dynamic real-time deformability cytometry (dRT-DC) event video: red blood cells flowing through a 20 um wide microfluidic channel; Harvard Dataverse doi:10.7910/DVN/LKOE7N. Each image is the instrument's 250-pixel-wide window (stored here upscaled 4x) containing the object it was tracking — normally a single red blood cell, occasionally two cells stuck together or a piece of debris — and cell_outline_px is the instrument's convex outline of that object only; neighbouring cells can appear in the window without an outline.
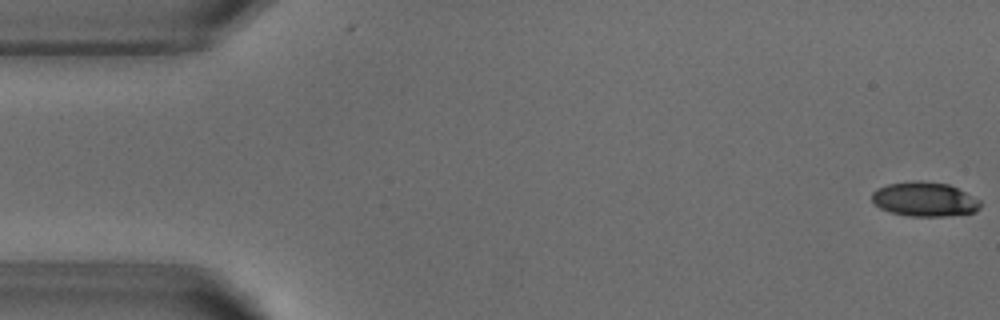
{"species": "common noctule bat (a hibernating species)", "species_latin": "Nyctalus noctula", "temperature_condition": "warm", "stored_images_in_passage": 52, "camera_frame_rate_fps": 3000, "um_per_image_px": 0.085, "animal": {"sex": "male", "body_mass_g": 18.8}, "frame": {"image": 1, "passage_image": 1, "time_ms": 0.0, "image_size_px": [1000, 320], "cell_outline_px": [[980, 208], [976, 212], [944, 216], [912, 216], [892, 212], [880, 208], [872, 204], [872, 192], [876, 188], [888, 184], [916, 180], [948, 184], [980, 200]], "centroid_in_image_um": [78.55, 16.93], "position_along_channel_um": 6.4, "area_um2": 21.62}}
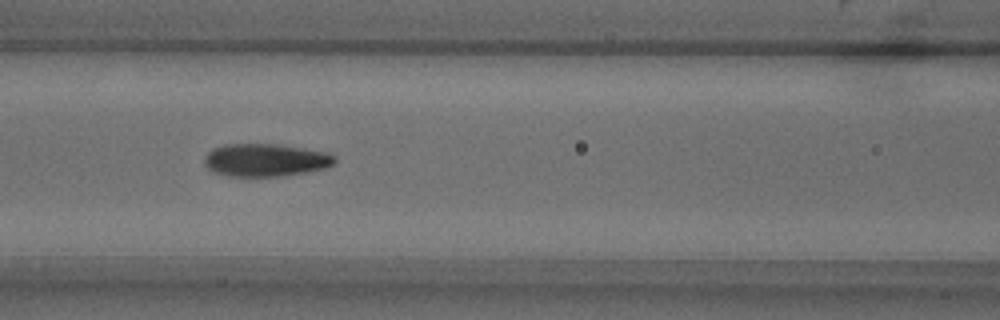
{"frame": {"image": 2, "passage_image": 22, "time_ms": 7.0, "image_size_px": [1000, 320], "cell_outline_px": [[336, 160], [332, 164], [324, 168], [308, 172], [280, 176], [232, 176], [212, 172], [204, 164], [204, 156], [212, 148], [224, 144], [276, 144], [324, 152], [336, 156]], "centroid_in_image_um": [22.52, 13.61], "position_along_channel_um": 144.1, "area_um2": 24.8}}
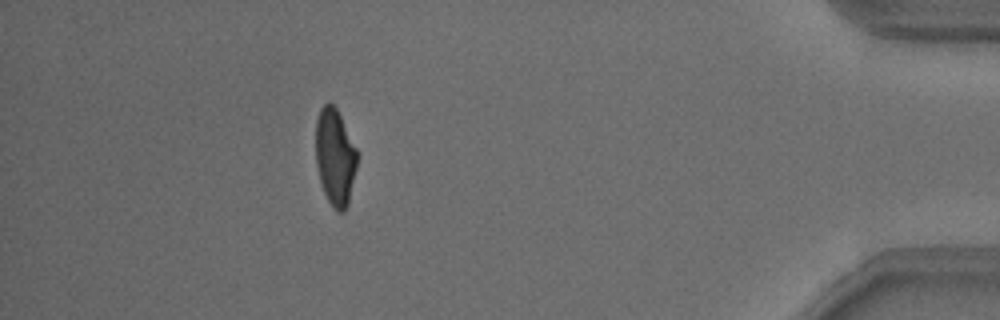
{"frame": {"image": 3, "passage_image": 47, "time_ms": 15.333, "image_size_px": [1000, 320], "cell_outline_px": [[360, 156], [348, 204], [344, 212], [336, 212], [332, 208], [324, 192], [320, 180], [316, 164], [316, 120], [320, 108], [328, 100], [336, 108]], "centroid_in_image_um": [28.49, 13.37], "position_along_channel_um": 406.7, "area_um2": 23.64}, "authors_computed_cell_mechanics": {"area_um2": 24.1315, "velocity_mm_per_s": 3.8213, "shape_relaxation_time_tau1_ms": 4.0461, "shape_relaxation_time_tau2_ms": 1.4699, "deformation_change_tau1": 0.1575, "deformation_change_tau2": 0.0827}}